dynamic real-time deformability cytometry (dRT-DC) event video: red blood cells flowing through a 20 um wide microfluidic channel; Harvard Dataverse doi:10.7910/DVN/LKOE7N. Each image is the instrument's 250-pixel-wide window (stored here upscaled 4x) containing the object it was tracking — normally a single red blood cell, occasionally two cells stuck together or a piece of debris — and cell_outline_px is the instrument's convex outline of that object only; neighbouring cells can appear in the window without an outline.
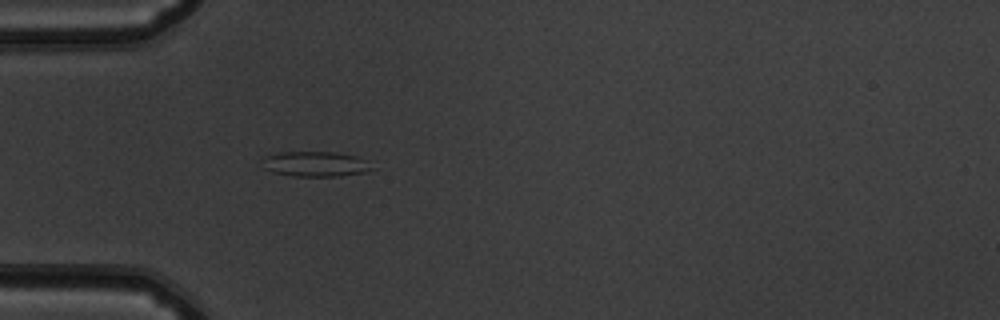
{"species": "common noctule bat (a hibernating species)", "species_latin": "Nyctalus noctula", "temperature_condition": "warm", "stored_images_in_passage": 38, "camera_frame_rate_fps": 3000, "um_per_image_px": 0.085, "animal": {"sex": "male", "body_mass_g": 19.5, "forearm_length_mm": 54.6}, "frame": {"image": 1, "passage_image": 2, "time_ms": 0.333, "image_size_px": [1000, 320], "cell_outline_px": [[376, 168], [364, 172], [340, 176], [292, 176], [272, 172], [264, 168], [260, 160], [264, 156], [280, 152], [336, 152], [356, 156], [364, 160]], "centroid_in_image_um": [26.77, 13.94], "position_along_channel_um": 58.2, "area_um2": 16.18}}
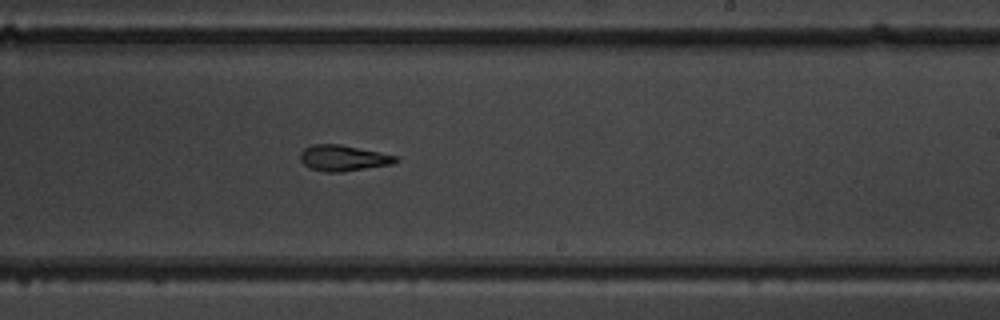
{"frame": {"image": 2, "passage_image": 18, "time_ms": 5.667, "image_size_px": [1000, 320], "cell_outline_px": [[400, 160], [392, 164], [340, 172], [324, 172], [308, 168], [300, 160], [300, 152], [304, 148], [312, 144], [340, 144], [400, 156]], "centroid_in_image_um": [29.18, 13.43], "position_along_channel_um": 259.8, "area_um2": 14.57}}
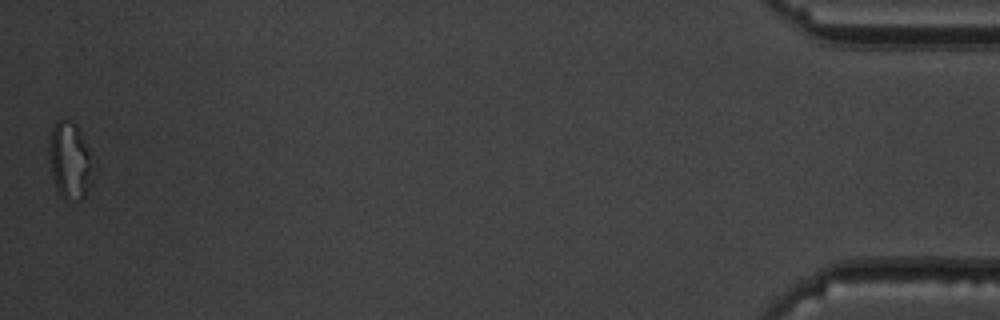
{"frame": {"image": 3, "passage_image": 38, "time_ms": 12.333, "image_size_px": [1000, 320], "cell_outline_px": [[92, 180], [88, 192], [80, 200], [68, 200], [60, 196], [56, 188], [52, 176], [48, 152], [48, 144], [52, 128], [56, 120], [68, 120], [76, 124], [88, 148], [92, 168]], "centroid_in_image_um": [5.91, 13.67], "position_along_channel_um": 429.3, "area_um2": 19.71}, "authors_computed_cell_mechanics": {"area_um2": 14.8835, "velocity_mm_per_s": 3.8857, "shape_relaxation_time_tau1_ms": null, "shape_relaxation_time_tau2_ms": 2.8005, "deformation_change_tau1": null, "deformation_change_tau2": 0.1087}}